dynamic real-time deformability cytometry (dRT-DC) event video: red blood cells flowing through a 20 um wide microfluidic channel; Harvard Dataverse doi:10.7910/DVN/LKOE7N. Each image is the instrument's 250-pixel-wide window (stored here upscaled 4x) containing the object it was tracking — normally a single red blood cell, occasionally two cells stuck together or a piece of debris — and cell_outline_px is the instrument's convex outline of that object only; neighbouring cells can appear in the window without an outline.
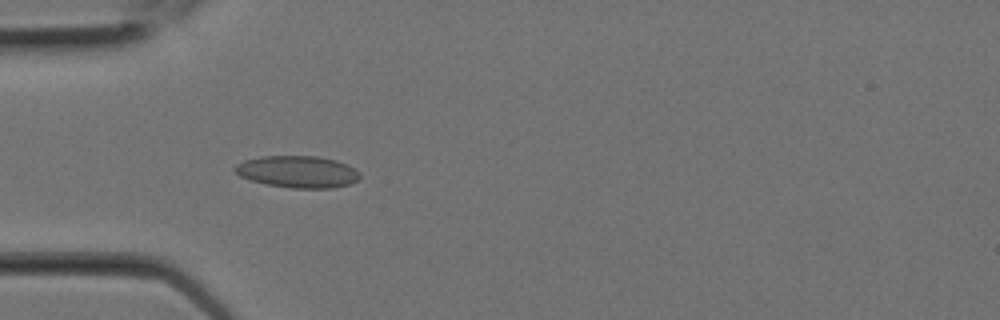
{"species": "Egyptian fruit bat (a non-hibernating species)", "species_latin": "Rousettus aegyptiacus", "temperature_condition": "room temperature", "stored_images_in_passage": 10, "camera_frame_rate_fps": 3000, "um_per_image_px": 0.085, "animal": {"sex": "female"}, "frame": {"image": 1, "passage_image": 6, "time_ms": 1.667, "image_size_px": [1000, 320], "cell_outline_px": [[360, 180], [348, 184], [332, 188], [292, 188], [268, 184], [252, 180], [240, 176], [232, 168], [236, 164], [244, 160], [260, 156], [316, 156], [336, 160], [348, 164], [360, 172]], "centroid_in_image_um": [25.32, 14.59], "position_along_channel_um": 59.7, "area_um2": 23.29}}
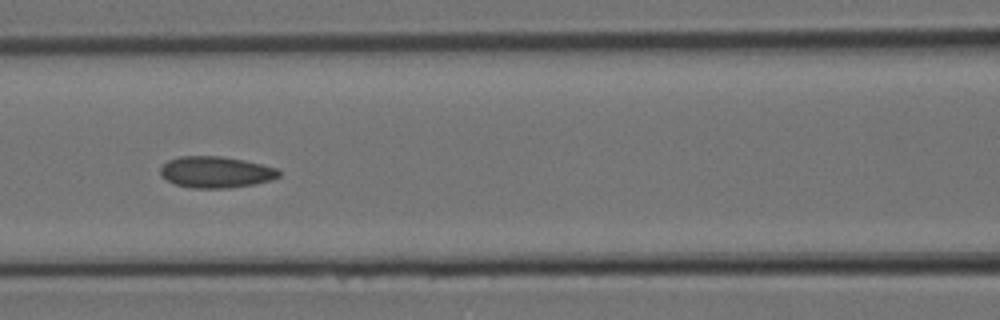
{"frame": {"image": 2, "passage_image": 9, "time_ms": 2.667, "image_size_px": [1000, 320], "cell_outline_px": [[280, 176], [272, 180], [252, 184], [228, 188], [192, 188], [176, 184], [168, 180], [160, 172], [160, 168], [168, 160], [180, 156], [220, 156], [244, 160], [276, 168], [280, 172]], "centroid_in_image_um": [18.36, 14.62], "position_along_channel_um": 148.2, "area_um2": 21.44}}
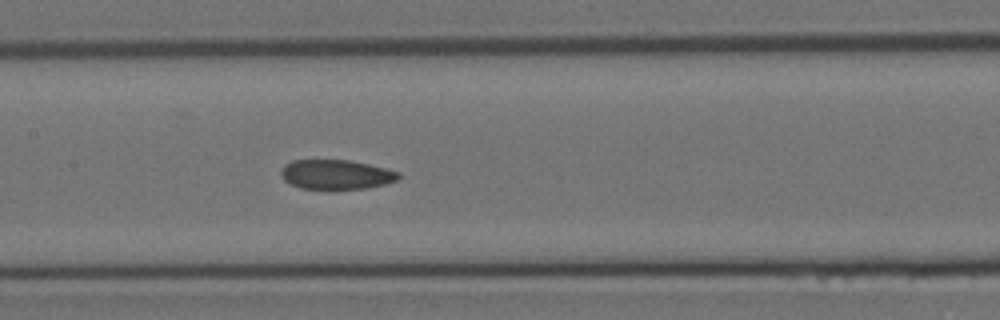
{"frame": {"image": 3, "passage_image": 10, "time_ms": 3.0, "image_size_px": [1000, 320], "cell_outline_px": [[400, 176], [396, 180], [384, 184], [368, 188], [300, 188], [288, 184], [280, 176], [280, 172], [284, 164], [292, 160], [348, 160], [368, 164], [400, 172]], "centroid_in_image_um": [28.52, 14.82], "position_along_channel_um": 178.9, "area_um2": 20.11}}